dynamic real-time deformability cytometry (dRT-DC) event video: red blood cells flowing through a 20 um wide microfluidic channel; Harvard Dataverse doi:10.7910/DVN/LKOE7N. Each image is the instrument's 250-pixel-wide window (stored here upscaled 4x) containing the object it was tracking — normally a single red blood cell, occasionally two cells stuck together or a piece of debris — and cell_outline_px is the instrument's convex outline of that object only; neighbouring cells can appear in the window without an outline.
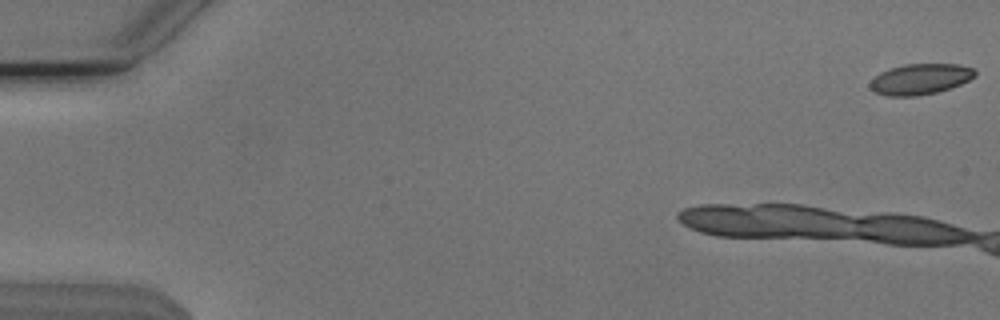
{"species": "Egyptian fruit bat (a non-hibernating species)", "species_latin": "Rousettus aegyptiacus", "temperature_condition": "cold", "stored_images_in_passage": 8, "camera_frame_rate_fps": 3000, "um_per_image_px": 0.085, "animal": {"sex": "male"}, "frame": {"image": 1, "passage_image": 1, "time_ms": 0.0, "image_size_px": [1000, 320], "cell_outline_px": [[976, 76], [960, 84], [936, 92], [916, 96], [888, 96], [876, 92], [868, 84], [880, 72], [904, 64], [960, 64], [972, 68], [976, 72]], "centroid_in_image_um": [78.23, 6.72], "position_along_channel_um": 6.8, "area_um2": 18.55}}